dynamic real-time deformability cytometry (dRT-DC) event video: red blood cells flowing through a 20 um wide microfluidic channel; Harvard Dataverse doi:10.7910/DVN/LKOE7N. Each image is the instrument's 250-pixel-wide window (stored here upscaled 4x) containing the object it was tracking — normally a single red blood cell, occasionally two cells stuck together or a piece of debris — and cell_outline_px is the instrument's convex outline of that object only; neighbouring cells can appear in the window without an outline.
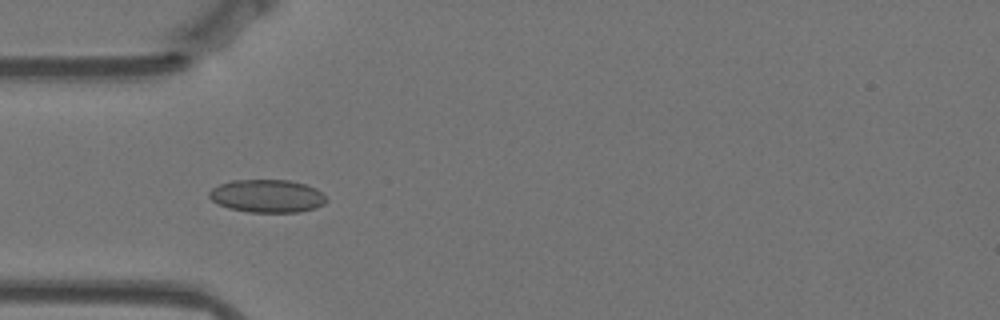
{"species": "Egyptian fruit bat (a non-hibernating species)", "species_latin": "Rousettus aegyptiacus", "temperature_condition": "warm", "stored_images_in_passage": 56, "camera_frame_rate_fps": 3000, "um_per_image_px": 0.085, "animal": {"sex": "female"}, "frame": {"image": 1, "passage_image": 16, "time_ms": 5.0, "image_size_px": [1000, 320], "cell_outline_px": [[328, 200], [324, 204], [316, 208], [300, 212], [248, 212], [228, 208], [212, 200], [208, 196], [208, 192], [212, 188], [220, 184], [232, 180], [288, 180], [304, 184], [316, 188]], "centroid_in_image_um": [22.71, 16.66], "position_along_channel_um": 62.3, "area_um2": 22.48}}
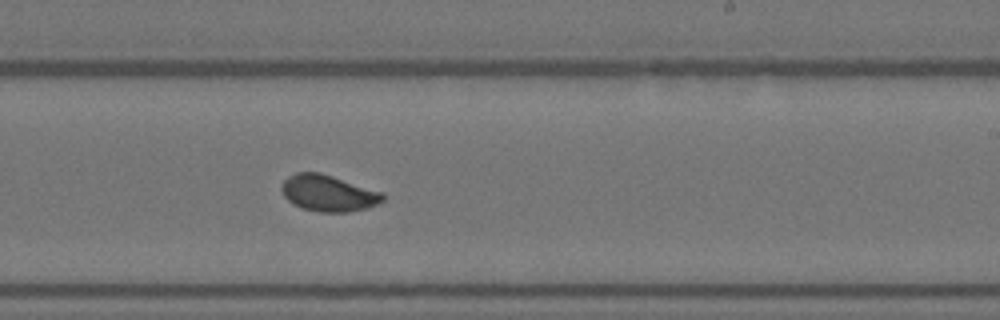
{"frame": {"image": 2, "passage_image": 33, "time_ms": 10.667, "image_size_px": [1000, 320], "cell_outline_px": [[384, 200], [368, 208], [348, 212], [320, 212], [300, 208], [292, 204], [284, 196], [280, 188], [284, 180], [288, 176], [296, 172], [320, 172], [384, 192]], "centroid_in_image_um": [27.9, 16.42], "position_along_channel_um": 261.1, "area_um2": 21.68}}
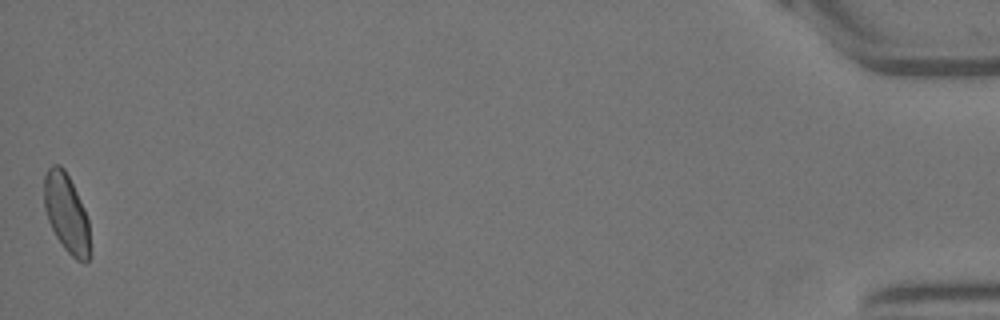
{"frame": {"image": 3, "passage_image": 56, "time_ms": 18.333, "image_size_px": [1000, 320], "cell_outline_px": [[88, 260], [84, 264], [76, 260], [64, 248], [56, 236], [48, 220], [44, 208], [44, 176], [48, 168], [52, 164], [60, 164], [64, 168], [84, 208], [88, 220]], "centroid_in_image_um": [5.62, 18.09], "position_along_channel_um": 429.6, "area_um2": 20.69}}